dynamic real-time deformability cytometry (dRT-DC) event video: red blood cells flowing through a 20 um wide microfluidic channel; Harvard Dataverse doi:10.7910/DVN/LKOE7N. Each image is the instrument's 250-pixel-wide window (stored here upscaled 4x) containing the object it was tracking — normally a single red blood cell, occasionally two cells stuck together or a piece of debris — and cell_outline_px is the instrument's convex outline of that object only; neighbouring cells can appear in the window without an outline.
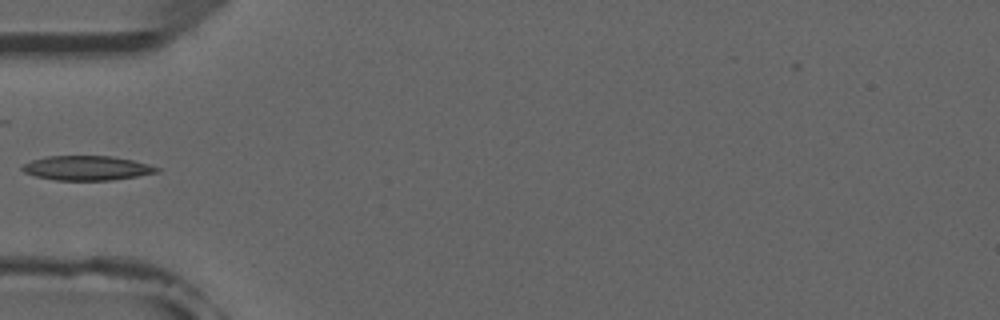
{"species": "common noctule bat (a hibernating species)", "species_latin": "Nyctalus noctula", "temperature_condition": "room temperature", "stored_images_in_passage": 3, "camera_frame_rate_fps": 3000, "um_per_image_px": 0.085, "animal": {"sex": "male", "forearm_length_mm": 52.5}, "frame": {"image": 1, "passage_image": 2, "time_ms": 1.0, "image_size_px": [1000, 320], "cell_outline_px": [[160, 172], [112, 180], [56, 180], [36, 176], [24, 172], [20, 168], [24, 164], [32, 160], [48, 156], [112, 156], [132, 160], [148, 164], [160, 168]], "centroid_in_image_um": [7.39, 14.28], "position_along_channel_um": 77.6, "area_um2": 19.07}}
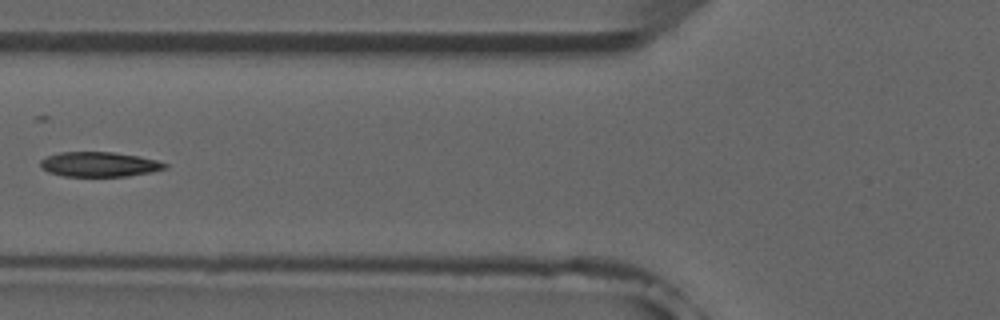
{"frame": {"image": 2, "passage_image": 3, "time_ms": 2.0, "image_size_px": [1000, 320], "cell_outline_px": [[168, 168], [152, 172], [128, 176], [64, 176], [48, 172], [40, 168], [40, 160], [48, 156], [60, 152], [112, 152], [136, 156], [156, 160], [168, 164]], "centroid_in_image_um": [8.43, 13.97], "position_along_channel_um": 117.4, "area_um2": 17.98}}